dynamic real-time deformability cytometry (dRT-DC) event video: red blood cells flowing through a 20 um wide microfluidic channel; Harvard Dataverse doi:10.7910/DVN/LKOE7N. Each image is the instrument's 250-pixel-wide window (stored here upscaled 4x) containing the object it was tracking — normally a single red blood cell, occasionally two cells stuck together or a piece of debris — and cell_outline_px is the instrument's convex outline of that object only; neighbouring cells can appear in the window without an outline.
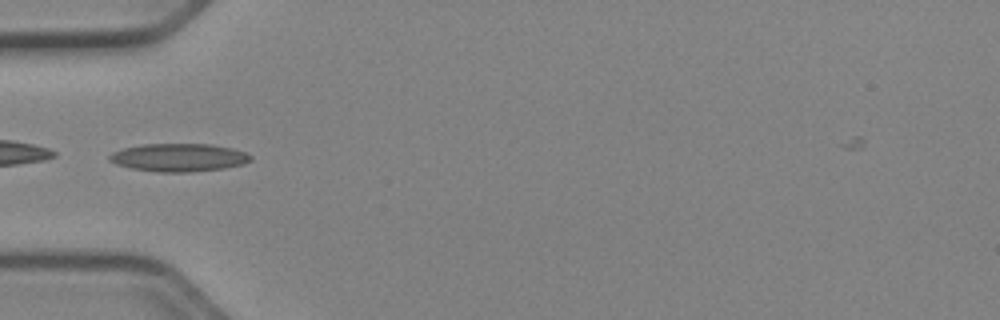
{"species": "Egyptian fruit bat (a non-hibernating species)", "species_latin": "Rousettus aegyptiacus", "temperature_condition": "cold", "stored_images_in_passage": 36, "camera_frame_rate_fps": 3000, "um_per_image_px": 0.085, "animal": {"sex": "female"}, "frame": {"image": 1, "passage_image": 2, "time_ms": 0.333, "image_size_px": [1000, 320], "cell_outline_px": [[252, 160], [244, 164], [224, 168], [188, 172], [160, 172], [132, 168], [116, 164], [108, 160], [108, 156], [112, 152], [124, 148], [144, 144], [208, 144], [232, 148], [248, 152], [252, 156]], "centroid_in_image_um": [15.23, 13.38], "position_along_channel_um": 69.8, "area_um2": 23.06}}
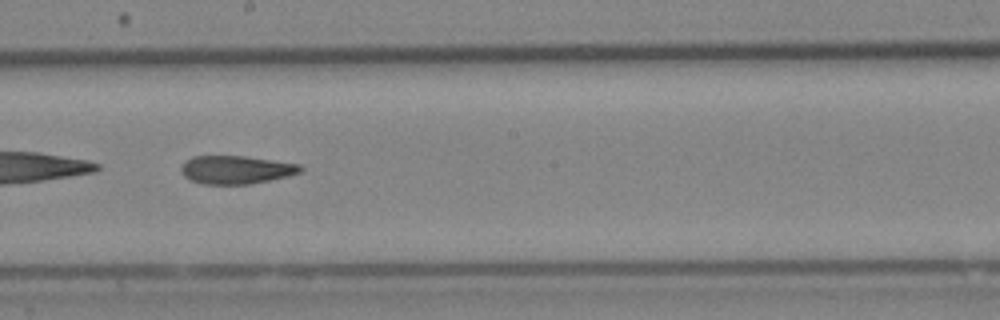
{"frame": {"image": 2, "passage_image": 14, "time_ms": 4.333, "image_size_px": [1000, 320], "cell_outline_px": [[304, 168], [300, 172], [288, 176], [248, 184], [204, 184], [192, 180], [184, 176], [180, 172], [180, 168], [192, 156], [244, 156], [300, 164]], "centroid_in_image_um": [20.07, 14.42], "position_along_channel_um": 228.1, "area_um2": 19.42}}
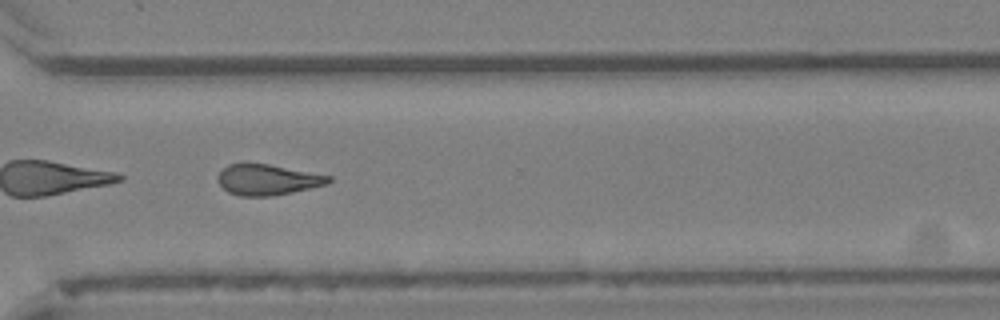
{"frame": {"image": 3, "passage_image": 23, "time_ms": 7.333, "image_size_px": [1000, 320], "cell_outline_px": [[332, 180], [328, 184], [292, 192], [272, 196], [240, 196], [228, 192], [220, 184], [216, 176], [228, 164], [268, 164], [332, 176]], "centroid_in_image_um": [22.75, 15.28], "position_along_channel_um": 347.8, "area_um2": 19.65}, "authors_computed_cell_mechanics": {"area_um2": 19.9121, "velocity_mm_per_s": 3.9815, "shape_relaxation_time_tau1_ms": null, "shape_relaxation_time_tau2_ms": 5.7793, "deformation_change_tau1": null, "deformation_change_tau2": 0.1522}}